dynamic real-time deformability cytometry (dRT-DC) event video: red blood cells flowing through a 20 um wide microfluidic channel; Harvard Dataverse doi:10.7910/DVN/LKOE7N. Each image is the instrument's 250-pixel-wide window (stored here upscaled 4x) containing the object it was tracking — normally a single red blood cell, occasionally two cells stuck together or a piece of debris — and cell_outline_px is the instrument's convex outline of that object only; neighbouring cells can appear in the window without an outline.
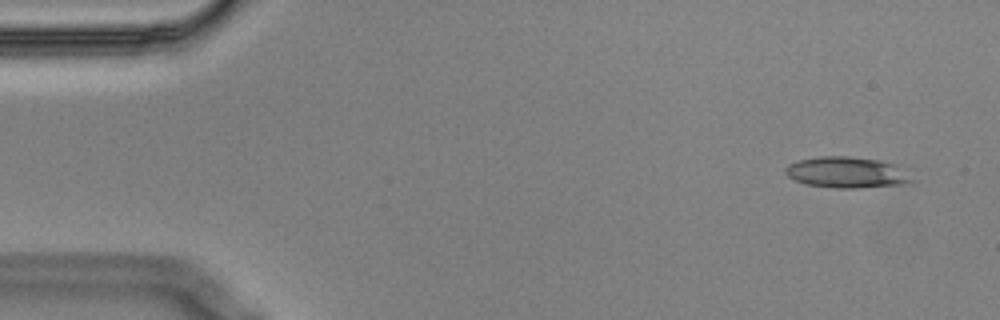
{"species": "Egyptian fruit bat (a non-hibernating species)", "species_latin": "Rousettus aegyptiacus", "temperature_condition": "cold", "stored_images_in_passage": 3, "camera_frame_rate_fps": 3000, "um_per_image_px": 0.085, "animal": {"sex": "male"}, "frame": {"image": 1, "passage_image": 1, "time_ms": 0.0, "image_size_px": [1000, 320], "cell_outline_px": [[916, 180], [900, 184], [856, 188], [836, 188], [804, 184], [788, 176], [784, 172], [784, 168], [788, 164], [800, 160], [820, 156], [848, 156], [876, 160], [892, 164]], "centroid_in_image_um": [71.89, 14.66], "position_along_channel_um": 13.1, "area_um2": 22.43}}